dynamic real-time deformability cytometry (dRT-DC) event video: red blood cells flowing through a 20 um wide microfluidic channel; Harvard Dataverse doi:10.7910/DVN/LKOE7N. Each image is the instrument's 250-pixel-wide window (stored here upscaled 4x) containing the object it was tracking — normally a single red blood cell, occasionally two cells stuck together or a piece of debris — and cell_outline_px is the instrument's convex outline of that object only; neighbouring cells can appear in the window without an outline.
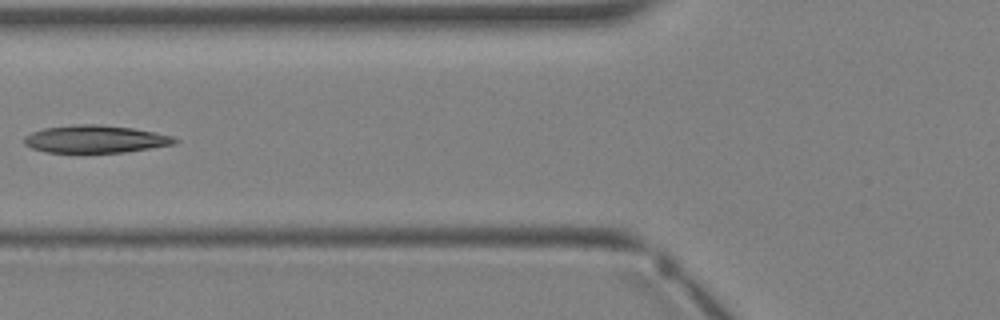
{"species": "Egyptian fruit bat (a non-hibernating species)", "species_latin": "Rousettus aegyptiacus", "temperature_condition": "warm", "stored_images_in_passage": 4, "camera_frame_rate_fps": 3000, "um_per_image_px": 0.085, "animal": {"sex": "female"}, "frame": {"image": 1, "passage_image": 4, "time_ms": 4.333, "image_size_px": [1000, 320], "cell_outline_px": [[180, 140], [176, 144], [124, 152], [44, 152], [32, 148], [24, 144], [24, 136], [32, 132], [44, 128], [76, 124], [100, 124], [132, 128], [172, 136]], "centroid_in_image_um": [8.09, 11.82], "position_along_channel_um": 117.7, "area_um2": 24.1}}